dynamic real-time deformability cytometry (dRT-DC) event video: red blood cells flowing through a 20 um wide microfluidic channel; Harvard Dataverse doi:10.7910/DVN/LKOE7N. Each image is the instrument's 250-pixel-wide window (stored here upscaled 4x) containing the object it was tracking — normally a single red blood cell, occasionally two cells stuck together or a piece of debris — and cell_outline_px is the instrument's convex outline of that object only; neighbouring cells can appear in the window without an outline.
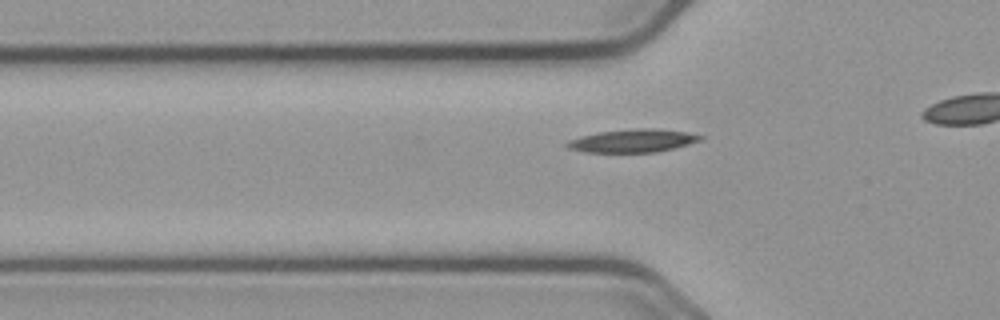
{"species": "common noctule bat (a hibernating species)", "species_latin": "Nyctalus noctula", "temperature_condition": "cold", "stored_images_in_passage": 39, "camera_frame_rate_fps": 3000, "um_per_image_px": 0.085, "animal": {"sex": "male", "body_mass_g": 23.1, "forearm_length_mm": 52.7}, "frame": {"image": 1, "passage_image": 13, "time_ms": 4.0, "image_size_px": [1000, 320], "cell_outline_px": [[704, 136], [700, 140], [688, 144], [656, 152], [584, 152], [568, 148], [564, 144], [568, 140], [580, 136], [600, 132], [636, 128], [660, 128], [688, 132]], "centroid_in_image_um": [53.77, 11.95], "position_along_channel_um": 72.0, "area_um2": 17.92}}
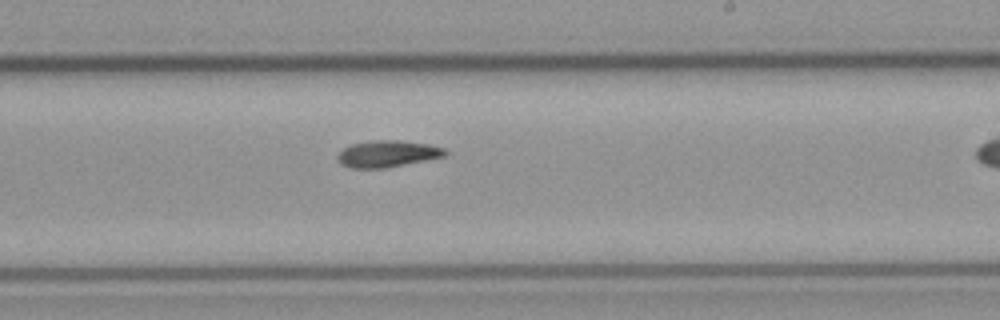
{"frame": {"image": 2, "passage_image": 28, "time_ms": 9.0, "image_size_px": [1000, 320], "cell_outline_px": [[448, 152], [444, 156], [388, 168], [352, 168], [336, 160], [336, 156], [344, 148], [352, 144], [372, 140], [400, 140], [428, 144], [444, 148]], "centroid_in_image_um": [32.93, 13.07], "position_along_channel_um": 256.1, "area_um2": 16.65}}
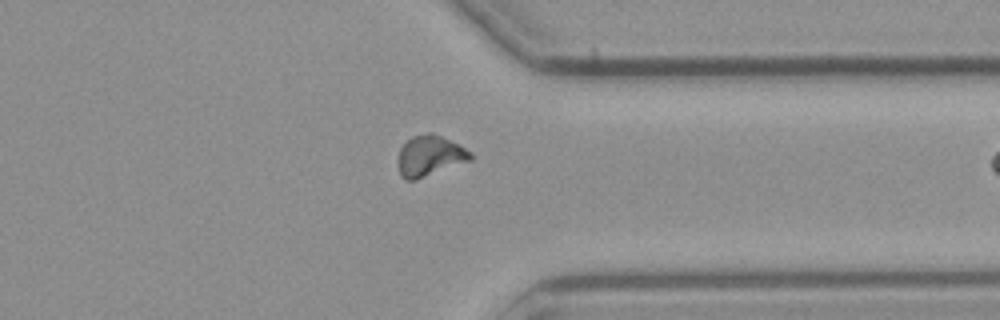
{"frame": {"image": 3, "passage_image": 38, "time_ms": 12.333, "image_size_px": [1000, 320], "cell_outline_px": [[472, 160], [416, 180], [404, 180], [400, 176], [396, 160], [400, 148], [412, 136], [428, 132], [432, 132], [472, 152]], "centroid_in_image_um": [36.48, 13.27], "position_along_channel_um": 374.9, "area_um2": 17.28}}